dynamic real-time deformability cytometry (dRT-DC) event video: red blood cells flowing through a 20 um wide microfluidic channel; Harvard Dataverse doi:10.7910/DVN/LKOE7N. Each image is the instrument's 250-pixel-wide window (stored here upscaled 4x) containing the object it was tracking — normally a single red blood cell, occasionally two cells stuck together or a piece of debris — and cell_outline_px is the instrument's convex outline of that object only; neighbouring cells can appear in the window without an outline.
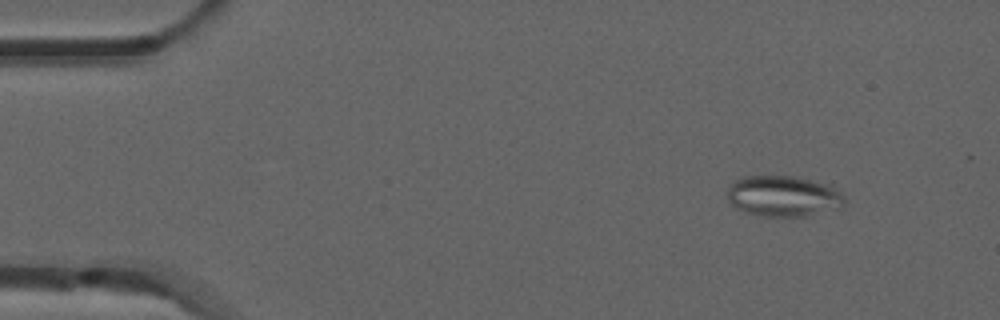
{"species": "common noctule bat (a hibernating species)", "species_latin": "Nyctalus noctula", "temperature_condition": "room temperature", "stored_images_in_passage": 5, "camera_frame_rate_fps": 3000, "um_per_image_px": 0.085, "animal": {"sex": "male", "forearm_length_mm": 52.5}, "frame": {"image": 1, "passage_image": 2, "time_ms": 0.333, "image_size_px": [1000, 320], "cell_outline_px": [[844, 204], [840, 208], [804, 216], [760, 216], [744, 212], [736, 208], [728, 200], [728, 188], [740, 176], [796, 176], [832, 184], [844, 196]], "centroid_in_image_um": [66.6, 16.66], "position_along_channel_um": 18.4, "area_um2": 28.15}}